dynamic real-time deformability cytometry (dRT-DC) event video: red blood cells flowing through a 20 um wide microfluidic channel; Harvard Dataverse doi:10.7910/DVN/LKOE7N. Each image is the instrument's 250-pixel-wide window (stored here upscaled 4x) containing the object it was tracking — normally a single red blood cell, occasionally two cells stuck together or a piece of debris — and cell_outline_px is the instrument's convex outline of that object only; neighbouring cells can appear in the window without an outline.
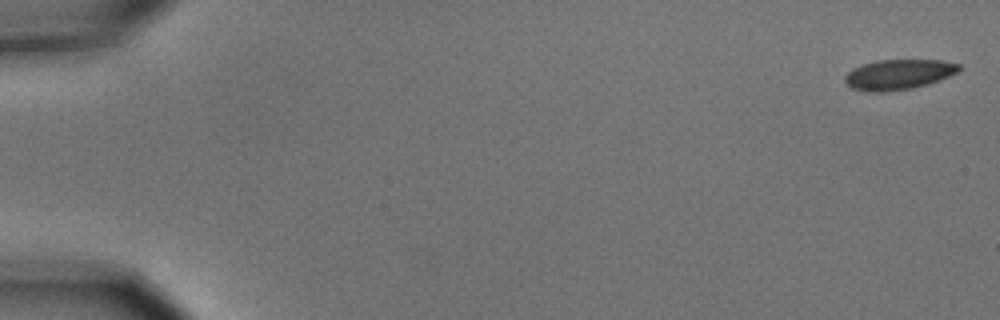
{"species": "common noctule bat (a hibernating species)", "species_latin": "Nyctalus noctula", "temperature_condition": "cold", "stored_images_in_passage": 8, "camera_frame_rate_fps": 3000, "um_per_image_px": 0.085, "animal": {"sex": "male", "body_mass_g": 15.6}, "frame": {"image": 1, "passage_image": 1, "time_ms": 0.0, "image_size_px": [1000, 320], "cell_outline_px": [[964, 68], [948, 76], [912, 88], [884, 92], [868, 92], [852, 88], [844, 80], [844, 76], [852, 68], [876, 60], [944, 60], [960, 64]], "centroid_in_image_um": [76.36, 6.32], "position_along_channel_um": 8.6, "area_um2": 19.94}}
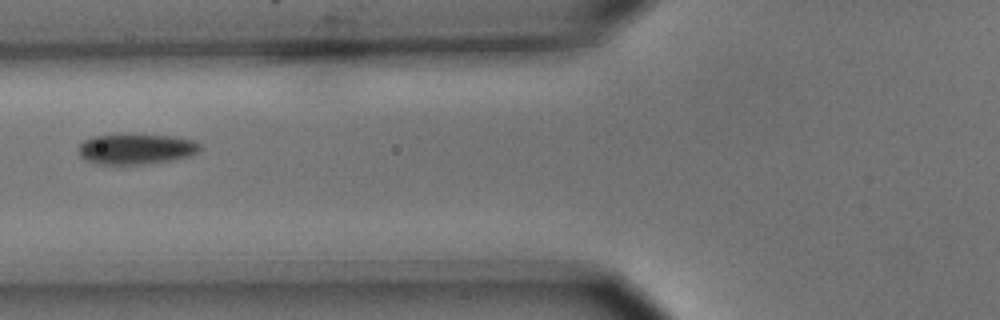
{"frame": {"image": 2, "passage_image": 7, "time_ms": 2.0, "image_size_px": [1000, 320], "cell_outline_px": [[200, 152], [192, 156], [172, 160], [148, 164], [92, 164], [84, 160], [80, 156], [80, 144], [84, 140], [92, 136], [120, 132], [124, 132], [176, 136], [192, 140], [200, 144]], "centroid_in_image_um": [11.57, 12.63], "position_along_channel_um": 114.2, "area_um2": 22.6}}
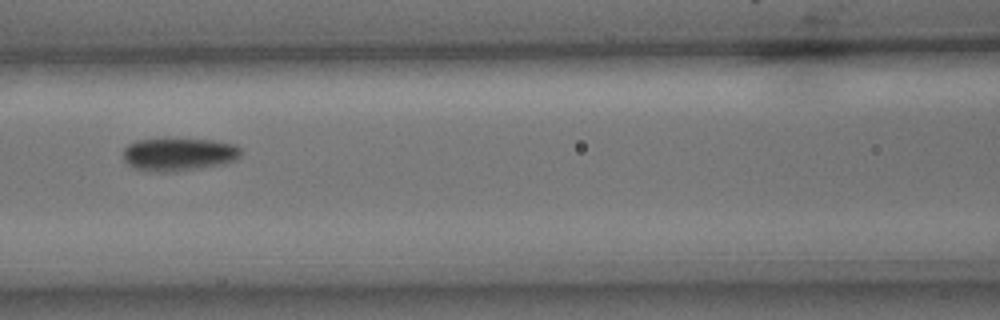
{"frame": {"image": 3, "passage_image": 8, "time_ms": 2.333, "image_size_px": [1000, 320], "cell_outline_px": [[244, 152], [236, 160], [224, 164], [176, 172], [152, 172], [132, 168], [124, 160], [124, 148], [128, 144], [136, 140], [212, 140], [236, 144]], "centroid_in_image_um": [15.22, 13.15], "position_along_channel_um": 151.4, "area_um2": 22.72}}